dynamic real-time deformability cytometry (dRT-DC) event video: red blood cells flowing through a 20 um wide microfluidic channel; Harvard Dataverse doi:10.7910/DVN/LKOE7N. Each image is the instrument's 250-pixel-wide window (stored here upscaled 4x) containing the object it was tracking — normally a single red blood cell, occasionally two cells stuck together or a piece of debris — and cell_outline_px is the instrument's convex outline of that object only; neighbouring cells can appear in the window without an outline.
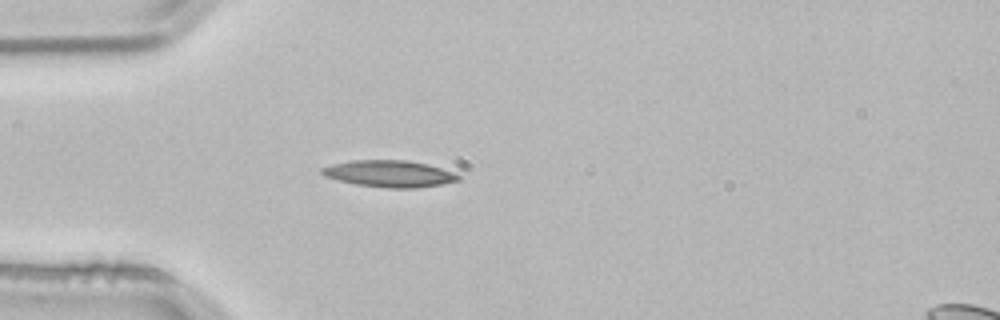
{"species": "common noctule bat (a hibernating species)", "species_latin": "Nyctalus noctula", "temperature_condition": "room temperature", "stored_images_in_passage": 39, "camera_frame_rate_fps": 3000, "um_per_image_px": 0.085, "animal": {"sex": "male", "body_mass_g": 21.5, "forearm_length_mm": 52.0}, "frame": {"image": 1, "passage_image": 1, "time_ms": 0.0, "image_size_px": [1000, 320], "cell_outline_px": [[460, 180], [440, 184], [416, 188], [388, 188], [356, 184], [336, 180], [324, 176], [320, 172], [320, 168], [332, 164], [352, 160], [408, 160], [428, 164], [452, 172], [460, 176]], "centroid_in_image_um": [33.05, 14.76], "position_along_channel_um": 51.9, "area_um2": 21.21}}
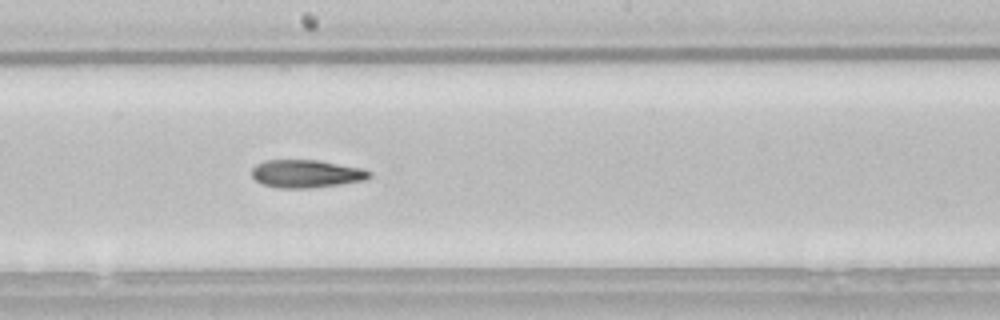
{"frame": {"image": 2, "passage_image": 15, "time_ms": 4.667, "image_size_px": [1000, 320], "cell_outline_px": [[372, 176], [364, 180], [308, 188], [280, 188], [264, 184], [256, 180], [252, 176], [252, 168], [256, 164], [264, 160], [320, 160], [364, 168], [372, 172]], "centroid_in_image_um": [26.05, 14.75], "position_along_channel_um": 222.1, "area_um2": 19.07}}
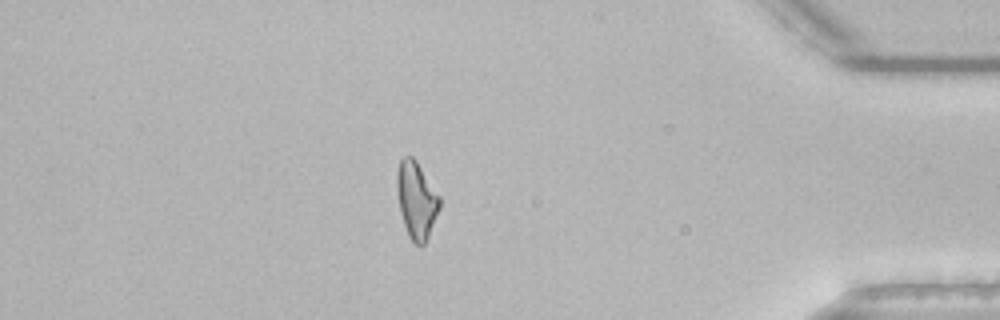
{"frame": {"image": 3, "passage_image": 32, "time_ms": 10.333, "image_size_px": [1000, 320], "cell_outline_px": [[440, 208], [428, 236], [424, 244], [420, 248], [408, 236], [400, 212], [396, 188], [396, 172], [400, 160], [404, 156], [412, 156], [416, 160], [440, 196]], "centroid_in_image_um": [35.38, 16.99], "position_along_channel_um": 399.8, "area_um2": 19.19}, "authors_computed_cell_mechanics": {"area_um2": 19.1318, "velocity_mm_per_s": 3.8339, "shape_relaxation_time_tau1_ms": null, "shape_relaxation_time_tau2_ms": 8.3798, "deformation_change_tau1": null, "deformation_change_tau2": 0.2222}}